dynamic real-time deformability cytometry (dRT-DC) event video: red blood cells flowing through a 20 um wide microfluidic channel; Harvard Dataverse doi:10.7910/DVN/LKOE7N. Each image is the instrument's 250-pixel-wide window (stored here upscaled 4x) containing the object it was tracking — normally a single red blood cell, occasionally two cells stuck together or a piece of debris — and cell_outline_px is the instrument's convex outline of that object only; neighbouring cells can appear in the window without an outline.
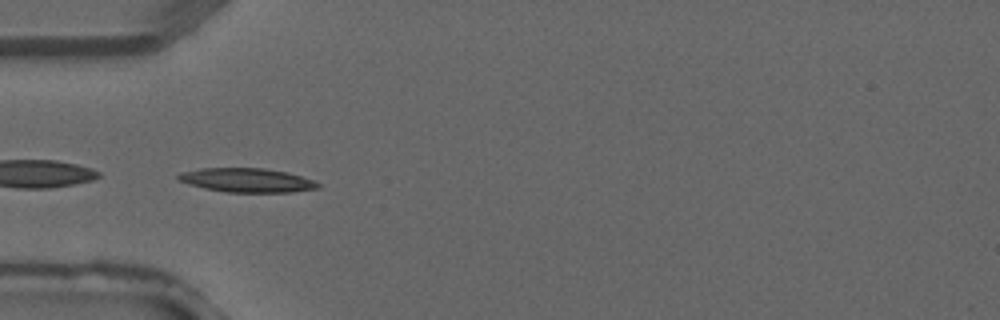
{"species": "common noctule bat (a hibernating species)", "species_latin": "Nyctalus noctula", "temperature_condition": "warm", "stored_images_in_passage": 4, "camera_frame_rate_fps": 3000, "um_per_image_px": 0.085, "animal": {"sex": "male", "forearm_length_mm": 52.5}, "frame": {"image": 1, "passage_image": 3, "time_ms": 0.667, "image_size_px": [1000, 320], "cell_outline_px": [[320, 188], [292, 192], [228, 192], [204, 188], [180, 180], [176, 176], [180, 172], [200, 168], [264, 168], [288, 172], [312, 180], [320, 184]], "centroid_in_image_um": [21.01, 15.31], "position_along_channel_um": 64.0, "area_um2": 19.42}}